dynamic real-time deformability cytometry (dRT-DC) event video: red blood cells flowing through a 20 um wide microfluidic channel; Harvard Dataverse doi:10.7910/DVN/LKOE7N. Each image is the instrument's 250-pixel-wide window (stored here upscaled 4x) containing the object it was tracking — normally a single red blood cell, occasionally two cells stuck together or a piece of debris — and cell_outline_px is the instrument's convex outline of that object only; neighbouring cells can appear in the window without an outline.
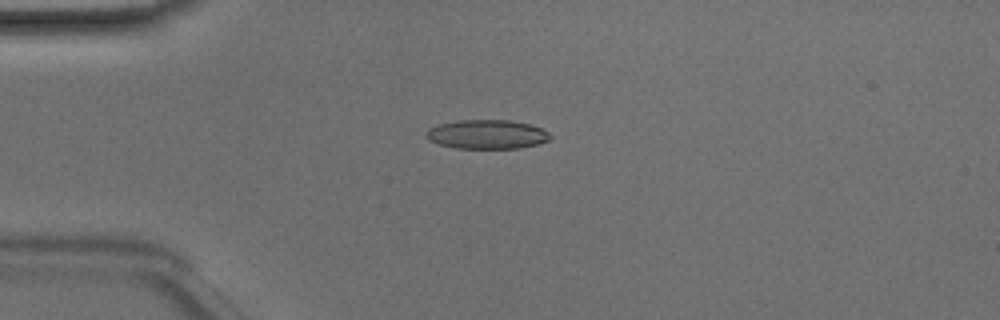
{"species": "Egyptian fruit bat (a non-hibernating species)", "species_latin": "Rousettus aegyptiacus", "temperature_condition": "room temperature", "stored_images_in_passage": 48, "camera_frame_rate_fps": 3000, "um_per_image_px": 0.085, "animal": {"sex": "male"}, "frame": {"image": 1, "passage_image": 12, "time_ms": 3.667, "image_size_px": [1000, 320], "cell_outline_px": [[552, 136], [548, 140], [536, 144], [520, 148], [456, 148], [440, 144], [428, 140], [424, 136], [428, 128], [440, 124], [456, 120], [508, 120], [528, 124], [540, 128], [548, 132]], "centroid_in_image_um": [41.35, 11.42], "position_along_channel_um": 43.6, "area_um2": 20.92}}
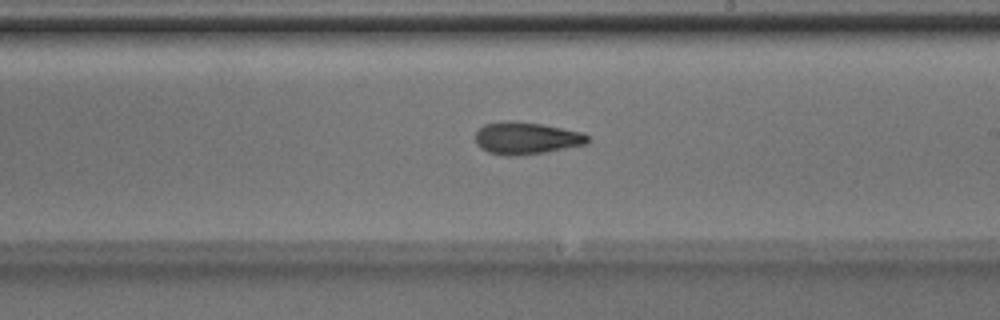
{"frame": {"image": 2, "passage_image": 28, "time_ms": 9.0, "image_size_px": [1000, 320], "cell_outline_px": [[592, 140], [588, 144], [544, 152], [516, 156], [508, 156], [488, 152], [480, 148], [476, 144], [476, 132], [484, 124], [504, 120], [512, 120], [544, 124], [584, 132]], "centroid_in_image_um": [44.76, 11.73], "position_along_channel_um": 244.2, "area_um2": 21.44}}
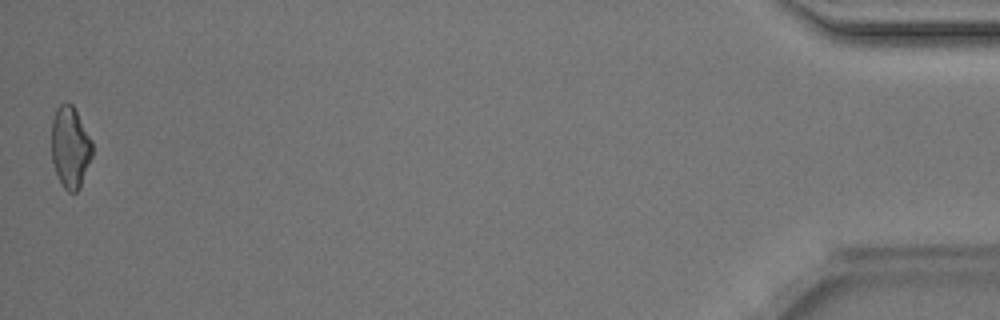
{"frame": {"image": 3, "passage_image": 48, "time_ms": 15.667, "image_size_px": [1000, 320], "cell_outline_px": [[92, 156], [80, 188], [76, 192], [68, 192], [64, 188], [56, 172], [52, 160], [52, 120], [56, 108], [60, 104], [68, 100], [72, 104], [92, 140]], "centroid_in_image_um": [5.97, 12.49], "position_along_channel_um": 429.2, "area_um2": 19.36}, "authors_computed_cell_mechanics": {"area_um2": 20.9525, "velocity_mm_per_s": 4.1863, "shape_relaxation_time_tau1_ms": 5.9146, "shape_relaxation_time_tau2_ms": 4.3459, "deformation_change_tau1": 0.1546, "deformation_change_tau2": 0.1457}}